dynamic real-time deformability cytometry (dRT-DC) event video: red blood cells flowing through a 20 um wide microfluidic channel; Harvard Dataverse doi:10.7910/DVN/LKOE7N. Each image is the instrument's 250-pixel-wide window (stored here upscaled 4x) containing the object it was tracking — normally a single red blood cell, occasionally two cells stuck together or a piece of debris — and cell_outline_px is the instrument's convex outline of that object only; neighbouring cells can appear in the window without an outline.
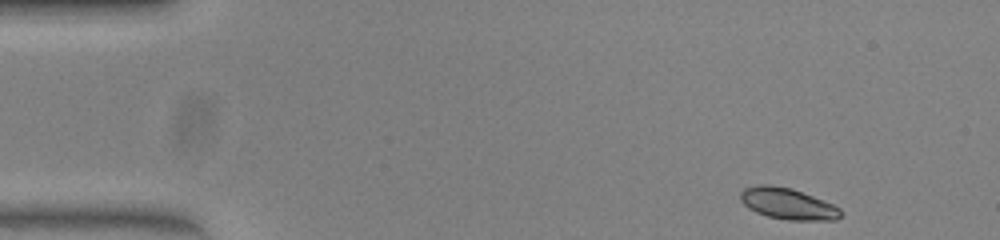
{"species": "common noctule bat (a hibernating species)", "species_latin": "Nyctalus noctula", "temperature_condition": "warm", "stored_images_in_passage": 47, "camera_frame_rate_fps": 3000, "um_per_image_px": 0.085, "animal": {"sex": "female", "body_mass_g": 23.0, "forearm_length_mm": 53.4}, "frame": {"image": 1, "passage_image": 1, "time_ms": 0.0, "image_size_px": [1000, 240], "cell_outline_px": [[844, 212], [836, 220], [788, 220], [768, 216], [756, 212], [748, 208], [740, 200], [740, 192], [744, 188], [756, 184], [772, 184], [792, 188], [832, 204], [840, 208]], "centroid_in_image_um": [66.94, 17.3], "position_along_channel_um": 18.1, "area_um2": 18.38}}
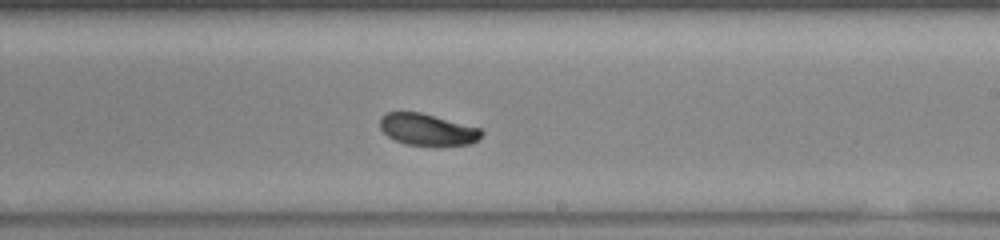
{"frame": {"image": 2, "passage_image": 26, "time_ms": 8.333, "image_size_px": [1000, 240], "cell_outline_px": [[484, 132], [472, 144], [404, 144], [388, 136], [380, 128], [380, 116], [388, 112], [420, 112], [480, 128]], "centroid_in_image_um": [36.3, 10.99], "position_along_channel_um": 252.7, "area_um2": 18.26}}
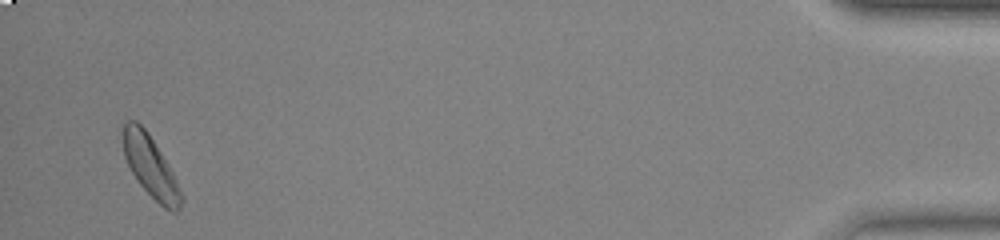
{"frame": {"image": 3, "passage_image": 45, "time_ms": 14.667, "image_size_px": [1000, 240], "cell_outline_px": [[184, 200], [180, 212], [172, 212], [164, 208], [140, 184], [132, 172], [124, 156], [124, 124], [128, 120], [136, 120], [148, 132], [168, 164], [184, 196]], "centroid_in_image_um": [12.85, 14.21], "position_along_channel_um": 422.4, "area_um2": 20.52}, "authors_computed_cell_mechanics": {"area_um2": 19.4786, "velocity_mm_per_s": 4.0157, "shape_relaxation_time_tau1_ms": 1.7959, "shape_relaxation_time_tau2_ms": null, "deformation_change_tau1": 0.0888, "deformation_change_tau2": null}}